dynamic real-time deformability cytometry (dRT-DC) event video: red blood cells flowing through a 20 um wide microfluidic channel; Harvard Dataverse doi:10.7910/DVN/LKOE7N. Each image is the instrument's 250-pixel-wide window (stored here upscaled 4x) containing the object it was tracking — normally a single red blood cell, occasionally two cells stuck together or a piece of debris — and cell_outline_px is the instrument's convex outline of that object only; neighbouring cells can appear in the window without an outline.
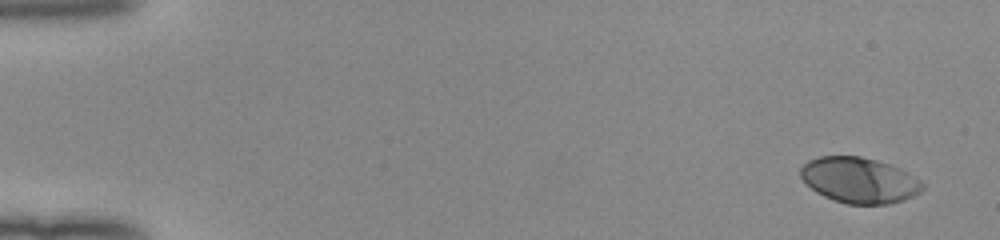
{"species": "human", "species_latin": "Homo sapiens", "temperature_condition": "room temperature", "stored_images_in_passage": 50, "camera_frame_rate_fps": 3000, "um_per_image_px": 0.085, "donor": {"sex": "female"}, "frame": {"image": 1, "passage_image": 1, "time_ms": 0.0, "image_size_px": [1000, 240], "cell_outline_px": [[924, 188], [920, 192], [904, 200], [888, 204], [848, 204], [832, 200], [816, 192], [800, 176], [800, 168], [808, 160], [820, 156], [860, 156], [876, 160], [900, 168], [908, 172], [920, 180], [924, 184]], "centroid_in_image_um": [73.04, 15.32], "position_along_channel_um": 12.0, "area_um2": 32.43}}
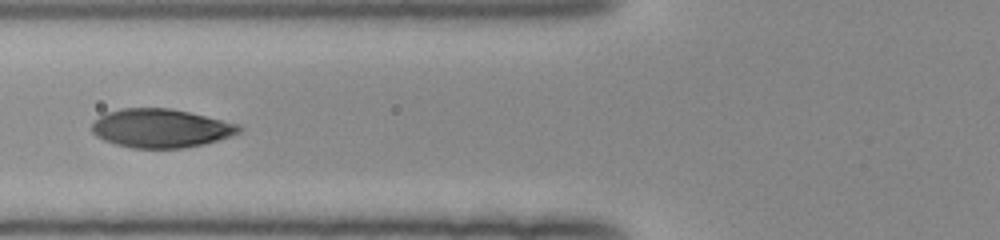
{"frame": {"image": 2, "passage_image": 20, "time_ms": 6.333, "image_size_px": [1000, 240], "cell_outline_px": [[244, 128], [240, 132], [232, 136], [204, 144], [184, 148], [132, 148], [116, 144], [104, 140], [96, 136], [92, 132], [92, 120], [104, 112], [120, 108], [172, 108], [240, 124]], "centroid_in_image_um": [13.66, 10.89], "position_along_channel_um": 112.1, "area_um2": 33.58}}
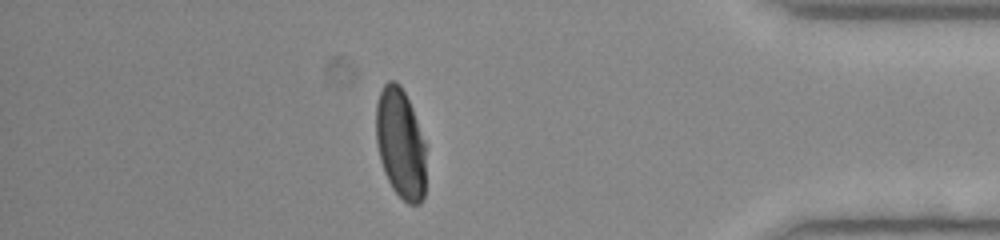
{"frame": {"image": 3, "passage_image": 44, "time_ms": 14.333, "image_size_px": [1000, 240], "cell_outline_px": [[424, 196], [420, 204], [408, 204], [392, 188], [384, 172], [380, 160], [376, 144], [376, 104], [380, 92], [384, 84], [388, 80], [396, 80], [400, 84], [412, 108], [424, 140]], "centroid_in_image_um": [34.01, 12.18], "position_along_channel_um": 401.2, "area_um2": 31.91}, "authors_computed_cell_mechanics": {"area_um2": 33.4951, "velocity_mm_per_s": 4.0118, "shape_relaxation_time_tau1_ms": 4.1098, "shape_relaxation_time_tau2_ms": null, "deformation_change_tau1": 0.2036, "deformation_change_tau2": null}}